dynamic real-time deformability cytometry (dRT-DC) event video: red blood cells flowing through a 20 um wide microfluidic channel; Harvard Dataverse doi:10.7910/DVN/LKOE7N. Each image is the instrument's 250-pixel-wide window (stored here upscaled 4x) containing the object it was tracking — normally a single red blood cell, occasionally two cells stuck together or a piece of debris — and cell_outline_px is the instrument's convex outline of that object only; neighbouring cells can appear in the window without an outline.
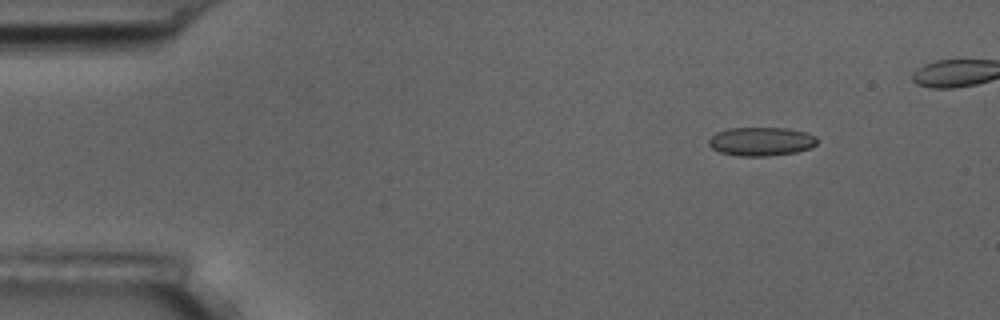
{"species": "common noctule bat (a hibernating species)", "species_latin": "Nyctalus noctula", "temperature_condition": "room temperature", "stored_images_in_passage": 5, "camera_frame_rate_fps": 3000, "um_per_image_px": 0.085, "animal": {"sex": "male", "body_mass_g": 17.5, "forearm_length_mm": 52.3}, "frame": {"image": 1, "passage_image": 2, "time_ms": 1.333, "image_size_px": [1000, 320], "cell_outline_px": [[816, 144], [812, 148], [796, 152], [768, 156], [736, 156], [720, 152], [712, 148], [708, 144], [708, 140], [716, 132], [728, 128], [788, 128], [804, 132], [816, 136]], "centroid_in_image_um": [64.68, 12.03], "position_along_channel_um": 20.3, "area_um2": 18.21}}